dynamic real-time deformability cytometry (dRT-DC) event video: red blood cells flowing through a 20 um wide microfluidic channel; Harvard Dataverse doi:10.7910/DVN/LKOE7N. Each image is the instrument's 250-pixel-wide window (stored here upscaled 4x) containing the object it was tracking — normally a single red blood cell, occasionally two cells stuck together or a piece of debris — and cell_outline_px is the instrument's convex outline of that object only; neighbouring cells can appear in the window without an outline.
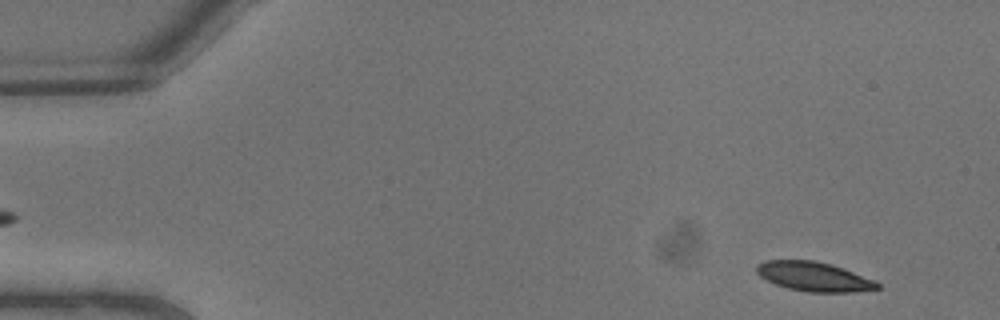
{"species": "common noctule bat (a hibernating species)", "species_latin": "Nyctalus noctula", "temperature_condition": "warm", "stored_images_in_passage": 7, "camera_frame_rate_fps": 3000, "um_per_image_px": 0.085, "animal": {"sex": "male", "body_mass_g": 13.3}, "frame": {"image": 1, "passage_image": 1, "time_ms": 0.0, "image_size_px": [1000, 320], "cell_outline_px": [[880, 288], [852, 292], [808, 292], [788, 288], [776, 284], [760, 276], [756, 272], [756, 264], [764, 260], [816, 260], [832, 264], [844, 268], [876, 280], [880, 284]], "centroid_in_image_um": [69.2, 23.5], "position_along_channel_um": 15.8, "area_um2": 20.81}}
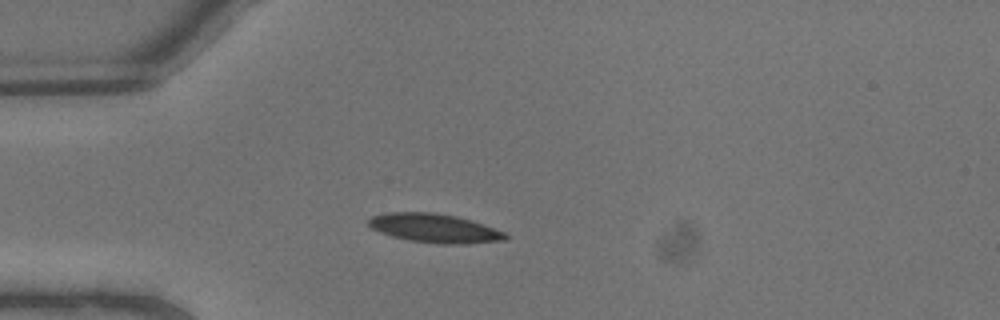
{"frame": {"image": 2, "passage_image": 5, "time_ms": 1.333, "image_size_px": [1000, 320], "cell_outline_px": [[508, 240], [460, 244], [440, 244], [408, 240], [392, 236], [380, 232], [372, 228], [368, 224], [368, 220], [372, 216], [388, 212], [432, 212], [472, 220], [504, 232], [508, 236]], "centroid_in_image_um": [36.93, 19.4], "position_along_channel_um": 48.1, "area_um2": 22.89}}
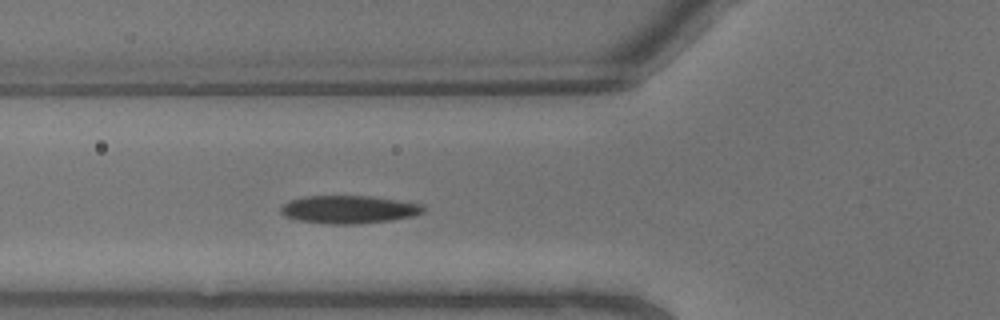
{"frame": {"image": 3, "passage_image": 7, "time_ms": 2.0, "image_size_px": [1000, 320], "cell_outline_px": [[424, 212], [412, 216], [388, 220], [356, 224], [332, 224], [300, 220], [284, 216], [280, 212], [280, 208], [288, 200], [304, 196], [372, 196], [420, 204], [424, 208]], "centroid_in_image_um": [29.6, 17.79], "position_along_channel_um": 96.2, "area_um2": 22.95}}